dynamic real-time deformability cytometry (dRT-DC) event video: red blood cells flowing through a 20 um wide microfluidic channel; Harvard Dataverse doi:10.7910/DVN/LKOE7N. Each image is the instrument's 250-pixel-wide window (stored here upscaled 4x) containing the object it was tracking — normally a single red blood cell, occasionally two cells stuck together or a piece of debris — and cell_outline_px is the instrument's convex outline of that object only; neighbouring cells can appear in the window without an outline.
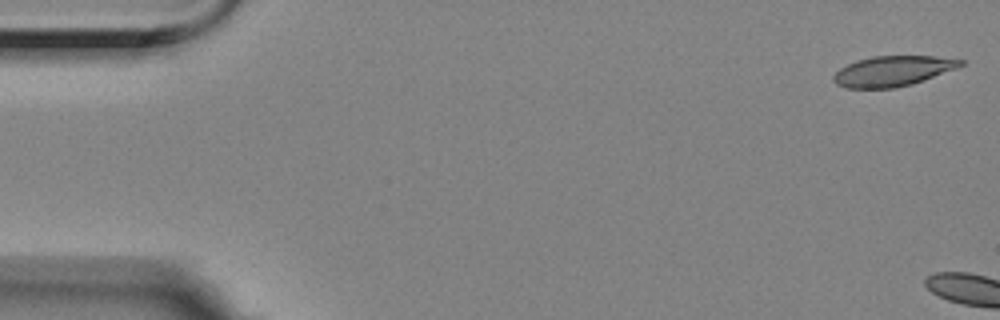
{"species": "Egyptian fruit bat (a non-hibernating species)", "species_latin": "Rousettus aegyptiacus", "temperature_condition": "room temperature", "stored_images_in_passage": 4, "camera_frame_rate_fps": 3000, "um_per_image_px": 0.085, "animal": {"sex": "female"}, "frame": {"image": 1, "passage_image": 1, "time_ms": 0.0, "image_size_px": [1000, 320], "cell_outline_px": [[964, 64], [956, 68], [924, 80], [912, 84], [896, 88], [848, 88], [836, 84], [832, 80], [832, 76], [840, 68], [856, 60], [872, 56], [936, 56], [964, 60]], "centroid_in_image_um": [75.86, 6.04], "position_along_channel_um": 9.1, "area_um2": 22.43}}